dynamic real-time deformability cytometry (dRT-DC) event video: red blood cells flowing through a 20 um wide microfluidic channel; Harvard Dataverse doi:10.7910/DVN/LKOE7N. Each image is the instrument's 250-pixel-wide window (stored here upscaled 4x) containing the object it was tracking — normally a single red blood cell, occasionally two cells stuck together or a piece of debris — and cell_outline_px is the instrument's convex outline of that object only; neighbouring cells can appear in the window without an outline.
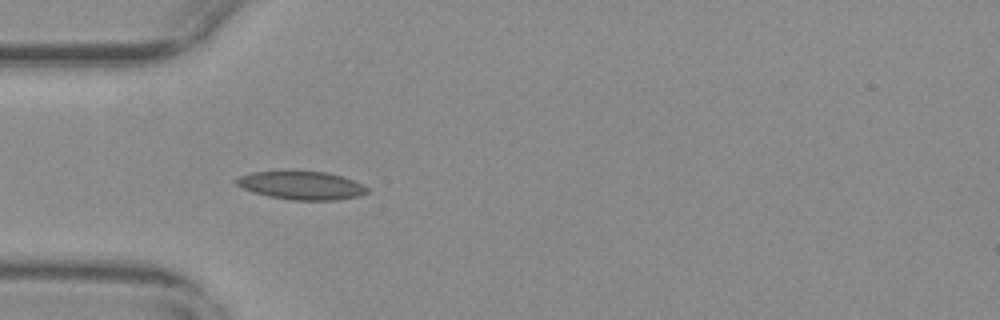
{"species": "common noctule bat (a hibernating species)", "species_latin": "Nyctalus noctula", "temperature_condition": "warm", "stored_images_in_passage": 43, "camera_frame_rate_fps": 3000, "um_per_image_px": 0.085, "animal": {"sex": "female", "body_mass_g": 29.2, "forearm_length_mm": 56.3}, "frame": {"image": 1, "passage_image": 4, "time_ms": 1.0, "image_size_px": [1000, 320], "cell_outline_px": [[368, 192], [360, 196], [336, 200], [292, 200], [268, 196], [244, 188], [236, 184], [236, 180], [240, 176], [252, 172], [324, 172], [340, 176], [364, 184], [368, 188]], "centroid_in_image_um": [25.68, 15.78], "position_along_channel_um": 59.3, "area_um2": 21.1}}
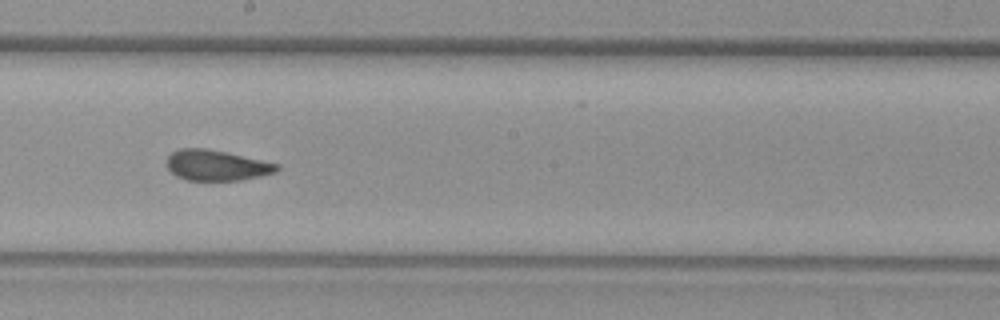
{"frame": {"image": 2, "passage_image": 18, "time_ms": 5.667, "image_size_px": [1000, 320], "cell_outline_px": [[280, 168], [276, 172], [260, 176], [240, 180], [188, 180], [176, 176], [168, 168], [168, 156], [172, 152], [180, 148], [208, 148], [280, 164]], "centroid_in_image_um": [18.43, 14.04], "position_along_channel_um": 229.8, "area_um2": 19.54}}
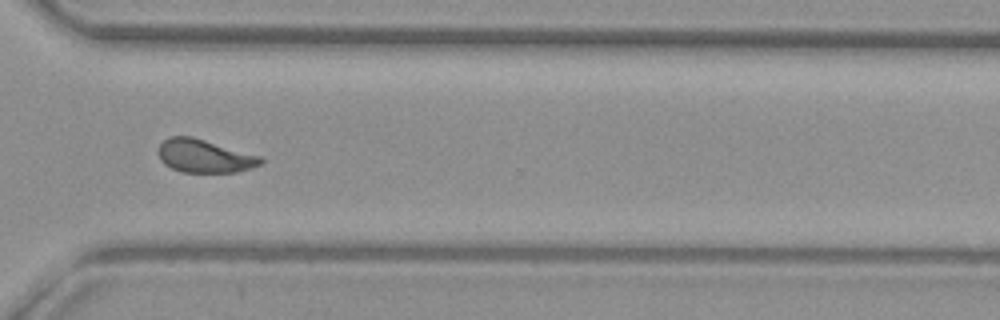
{"frame": {"image": 3, "passage_image": 28, "time_ms": 9.0, "image_size_px": [1000, 320], "cell_outline_px": [[264, 164], [252, 168], [236, 172], [180, 172], [164, 164], [160, 160], [156, 152], [160, 144], [168, 136], [192, 136], [260, 156], [264, 160]], "centroid_in_image_um": [17.36, 13.26], "position_along_channel_um": 353.2, "area_um2": 20.0}, "authors_computed_cell_mechanics": {"area_um2": 20.23, "velocity_mm_per_s": 3.7038, "shape_relaxation_time_tau1_ms": 8.5116, "shape_relaxation_time_tau2_ms": 1.6588, "deformation_change_tau1": 0.1823, "deformation_change_tau2": 0.0682}}